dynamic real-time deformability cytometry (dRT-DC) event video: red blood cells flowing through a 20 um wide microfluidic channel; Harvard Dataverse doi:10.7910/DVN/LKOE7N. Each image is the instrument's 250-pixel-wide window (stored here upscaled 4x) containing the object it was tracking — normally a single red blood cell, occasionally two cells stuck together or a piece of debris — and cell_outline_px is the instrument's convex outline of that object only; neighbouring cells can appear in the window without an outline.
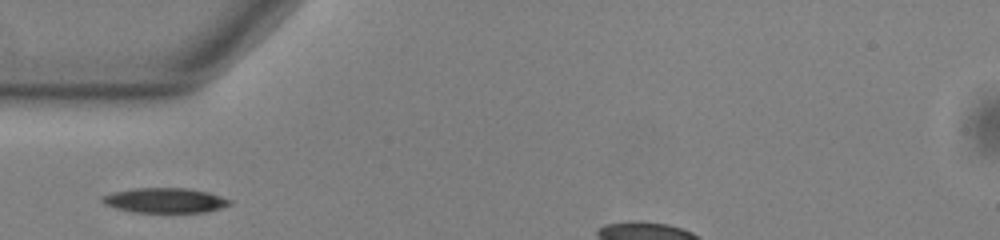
{"species": "common noctule bat (a hibernating species)", "species_latin": "Nyctalus noctula", "temperature_condition": "warm", "stored_images_in_passage": 31, "camera_frame_rate_fps": 3000, "um_per_image_px": 0.085, "animal": {"sex": "male", "body_mass_g": 13.0, "forearm_length_mm": 53.1}, "frame": {"image": 1, "passage_image": 1, "time_ms": 0.0, "image_size_px": [1000, 240], "cell_outline_px": [[232, 204], [220, 208], [204, 212], [136, 212], [116, 208], [104, 204], [100, 200], [104, 196], [112, 192], [136, 188], [188, 188], [208, 192], [232, 200]], "centroid_in_image_um": [14.04, 17.03], "position_along_channel_um": 71.0, "area_um2": 18.38}}
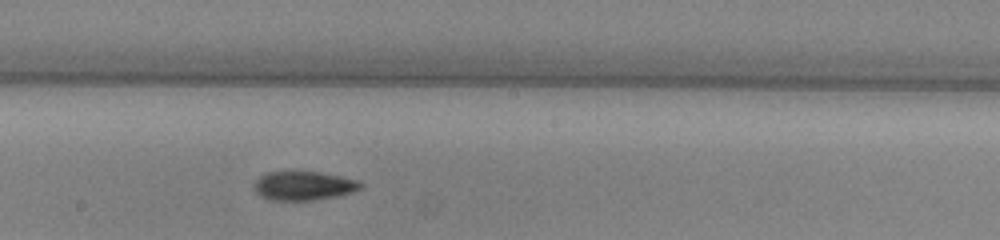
{"frame": {"image": 2, "passage_image": 13, "time_ms": 4.0, "image_size_px": [1000, 240], "cell_outline_px": [[364, 188], [352, 192], [336, 196], [312, 200], [272, 200], [260, 196], [252, 188], [256, 180], [264, 172], [320, 172], [360, 180], [364, 184]], "centroid_in_image_um": [25.83, 15.78], "position_along_channel_um": 222.4, "area_um2": 18.09}}
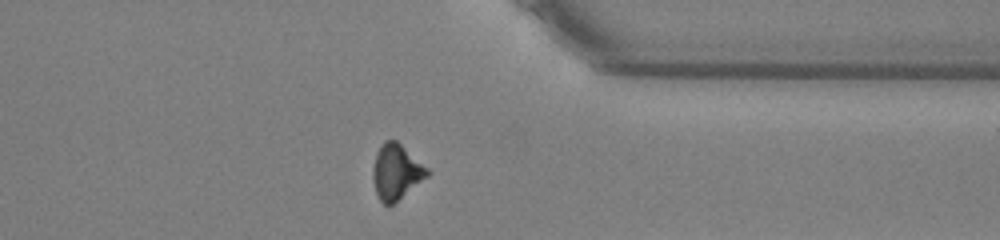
{"frame": {"image": 3, "passage_image": 26, "time_ms": 8.333, "image_size_px": [1000, 240], "cell_outline_px": [[432, 172], [428, 176], [388, 208], [376, 196], [372, 176], [372, 168], [376, 152], [384, 140], [396, 140], [428, 168]], "centroid_in_image_um": [33.66, 14.63], "position_along_channel_um": 377.7, "area_um2": 17.69}}